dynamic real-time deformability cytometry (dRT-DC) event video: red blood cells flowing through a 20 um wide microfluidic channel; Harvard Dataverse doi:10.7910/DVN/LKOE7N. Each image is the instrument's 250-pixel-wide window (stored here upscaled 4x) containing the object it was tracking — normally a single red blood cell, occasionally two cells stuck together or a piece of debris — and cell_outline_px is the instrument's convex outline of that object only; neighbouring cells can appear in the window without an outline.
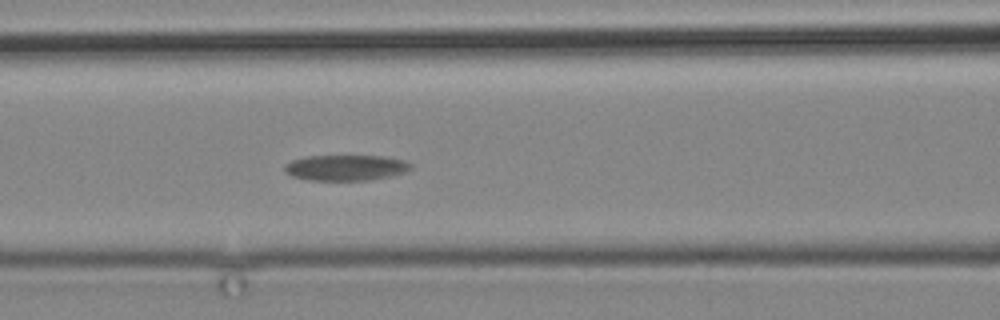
{"species": "common noctule bat (a hibernating species)", "species_latin": "Nyctalus noctula", "temperature_condition": "cold", "stored_images_in_passage": 3, "camera_frame_rate_fps": 3000, "um_per_image_px": 0.085, "animal": {"sex": "male", "body_mass_g": 19.2, "forearm_length_mm": 51.8}, "frame": {"image": 1, "passage_image": 3, "time_ms": 2.333, "image_size_px": [1000, 320], "cell_outline_px": [[412, 168], [404, 172], [392, 176], [368, 180], [308, 180], [292, 176], [284, 172], [284, 164], [292, 160], [308, 156], [384, 156], [404, 160], [412, 164]], "centroid_in_image_um": [29.38, 14.25], "position_along_channel_um": 137.2, "area_um2": 18.96}}